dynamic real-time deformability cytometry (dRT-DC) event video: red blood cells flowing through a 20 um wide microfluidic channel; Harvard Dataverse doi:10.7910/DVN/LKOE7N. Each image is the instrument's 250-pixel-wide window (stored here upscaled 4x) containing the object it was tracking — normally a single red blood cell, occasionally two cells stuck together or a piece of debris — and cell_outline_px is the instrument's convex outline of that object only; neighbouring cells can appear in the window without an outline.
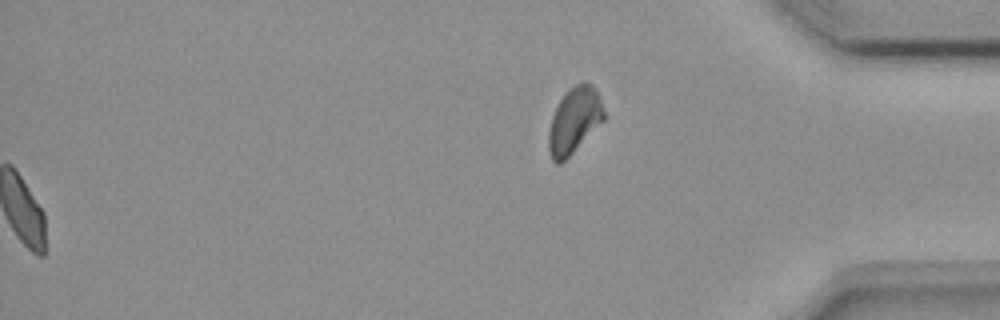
{"species": "common noctule bat (a hibernating species)", "species_latin": "Nyctalus noctula", "temperature_condition": "room temperature", "stored_images_in_passage": 55, "segment_of_instrument_passage": [2, 2], "camera_frame_rate_fps": 3000, "um_per_image_px": 0.085, "animal": {"sex": "female", "body_mass_g": 18.4}, "frame": {"image": 1, "passage_image": 55, "time_ms": 18.0, "image_size_px": [1000, 320], "cell_outline_px": [[604, 120], [560, 164], [556, 164], [552, 160], [548, 152], [548, 132], [552, 116], [564, 92], [568, 88], [584, 80], [588, 80], [596, 88], [604, 112]], "centroid_in_image_um": [48.79, 10.2], "position_along_channel_um": 386.4, "area_um2": 21.21}}